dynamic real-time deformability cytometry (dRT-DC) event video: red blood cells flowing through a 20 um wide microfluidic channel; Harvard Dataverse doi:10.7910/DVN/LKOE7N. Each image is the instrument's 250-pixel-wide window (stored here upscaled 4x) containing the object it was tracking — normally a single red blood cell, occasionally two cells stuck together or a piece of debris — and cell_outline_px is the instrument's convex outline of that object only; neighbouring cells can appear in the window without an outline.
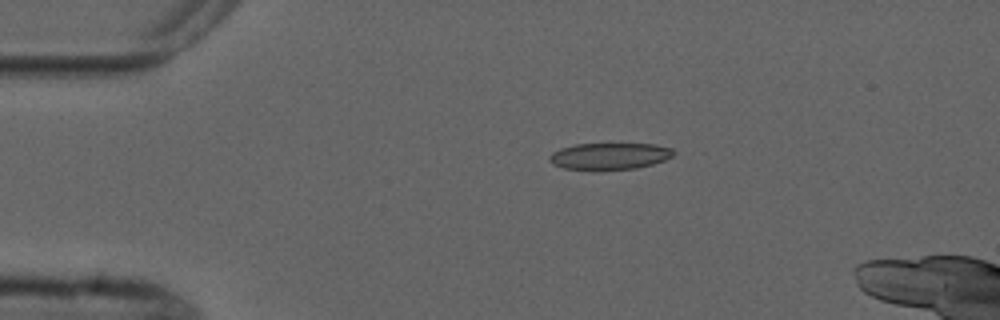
{"species": "common noctule bat (a hibernating species)", "species_latin": "Nyctalus noctula", "temperature_condition": "cold", "stored_images_in_passage": 5, "camera_frame_rate_fps": 3000, "um_per_image_px": 0.085, "animal": {"sex": "male", "forearm_length_mm": 52.5}, "frame": {"image": 1, "passage_image": 3, "time_ms": 3.333, "image_size_px": [1000, 320], "cell_outline_px": [[676, 152], [672, 156], [664, 160], [652, 164], [636, 168], [592, 172], [564, 168], [552, 164], [548, 160], [548, 156], [552, 152], [560, 148], [576, 144], [608, 140], [656, 144], [672, 148]], "centroid_in_image_um": [51.78, 13.23], "position_along_channel_um": 33.2, "area_um2": 21.04}}